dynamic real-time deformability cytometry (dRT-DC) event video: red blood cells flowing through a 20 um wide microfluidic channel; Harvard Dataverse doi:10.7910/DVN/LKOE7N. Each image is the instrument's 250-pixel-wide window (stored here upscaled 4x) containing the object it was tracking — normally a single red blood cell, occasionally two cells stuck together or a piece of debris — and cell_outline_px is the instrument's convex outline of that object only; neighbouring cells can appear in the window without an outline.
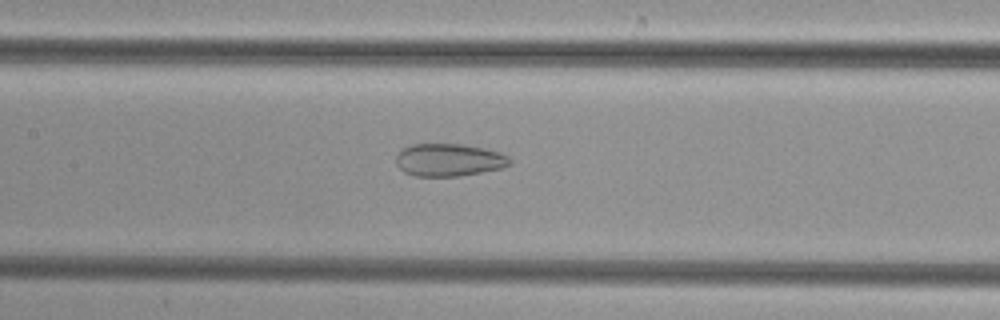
{"species": "common noctule bat (a hibernating species)", "species_latin": "Nyctalus noctula", "temperature_condition": "cold", "stored_images_in_passage": 31, "camera_frame_rate_fps": 3000, "um_per_image_px": 0.085, "animal": {"sex": "female", "body_mass_g": 29.2, "forearm_length_mm": 56.3}, "frame": {"image": 1, "passage_image": 14, "time_ms": 4.333, "image_size_px": [1000, 320], "cell_outline_px": [[512, 164], [504, 168], [460, 176], [416, 176], [404, 172], [396, 164], [396, 156], [404, 148], [412, 144], [464, 144], [484, 148], [500, 152], [508, 156], [512, 160]], "centroid_in_image_um": [38.21, 13.6], "position_along_channel_um": 169.2, "area_um2": 21.79}}
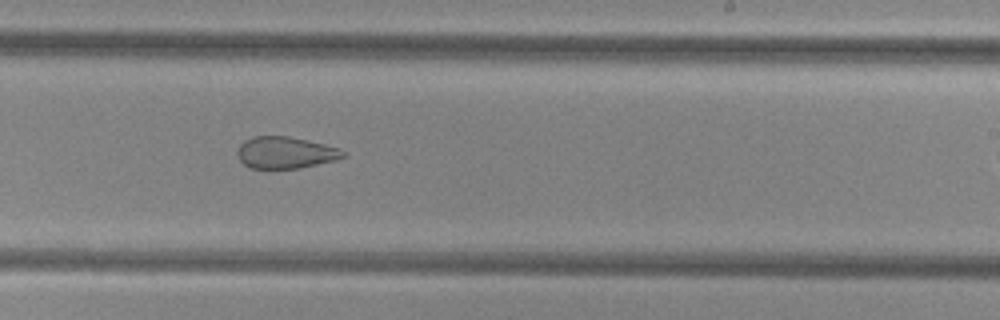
{"frame": {"image": 2, "passage_image": 21, "time_ms": 6.667, "image_size_px": [1000, 320], "cell_outline_px": [[348, 156], [336, 160], [300, 168], [252, 168], [244, 164], [240, 160], [236, 152], [240, 144], [244, 140], [252, 136], [288, 136], [308, 140], [340, 148]], "centroid_in_image_um": [24.27, 12.96], "position_along_channel_um": 264.7, "area_um2": 19.65}}
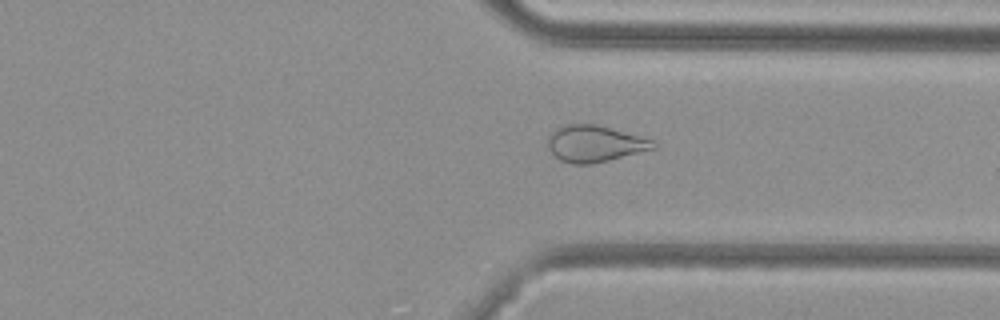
{"frame": {"image": 3, "passage_image": 28, "time_ms": 9.0, "image_size_px": [1000, 320], "cell_outline_px": [[656, 148], [592, 164], [572, 164], [560, 160], [548, 148], [548, 136], [556, 128], [564, 124], [596, 124], [656, 140]], "centroid_in_image_um": [50.56, 12.2], "position_along_channel_um": 360.8, "area_um2": 22.43}}